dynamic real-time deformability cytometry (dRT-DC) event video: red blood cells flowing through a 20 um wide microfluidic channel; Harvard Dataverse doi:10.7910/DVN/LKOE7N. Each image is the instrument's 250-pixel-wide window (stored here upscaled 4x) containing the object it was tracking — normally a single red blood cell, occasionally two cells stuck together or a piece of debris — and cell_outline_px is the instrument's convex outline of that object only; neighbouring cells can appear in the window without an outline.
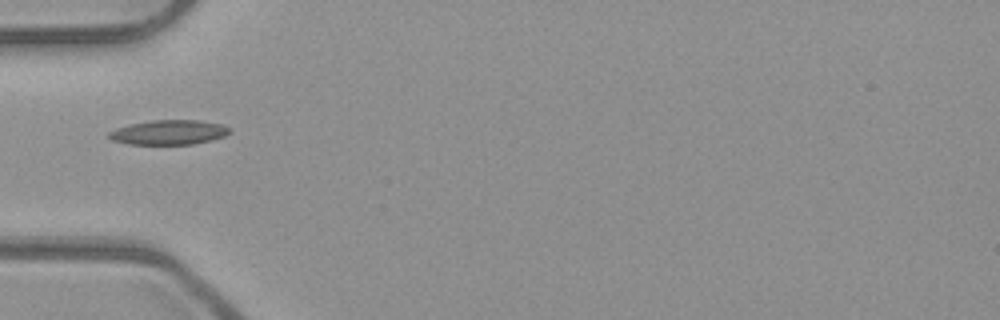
{"species": "common noctule bat (a hibernating species)", "species_latin": "Nyctalus noctula", "temperature_condition": "room temperature", "stored_images_in_passage": 5, "camera_frame_rate_fps": 3000, "um_per_image_px": 0.085, "animal": {"sex": "male", "body_mass_g": 23.1, "forearm_length_mm": 52.7}, "frame": {"image": 1, "passage_image": 5, "time_ms": 1.333, "image_size_px": [1000, 320], "cell_outline_px": [[232, 132], [224, 136], [212, 140], [192, 144], [128, 144], [112, 140], [104, 136], [108, 132], [116, 128], [128, 124], [152, 120], [200, 120], [220, 124], [228, 128]], "centroid_in_image_um": [14.3, 11.25], "position_along_channel_um": 70.7, "area_um2": 17.46}}